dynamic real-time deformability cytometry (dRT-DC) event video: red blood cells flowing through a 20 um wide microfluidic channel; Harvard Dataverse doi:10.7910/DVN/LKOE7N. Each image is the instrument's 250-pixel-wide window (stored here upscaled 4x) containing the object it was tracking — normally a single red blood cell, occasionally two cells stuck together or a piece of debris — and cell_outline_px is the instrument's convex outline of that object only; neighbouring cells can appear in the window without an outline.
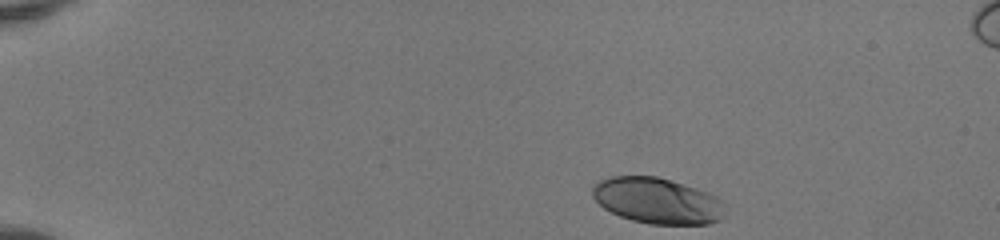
{"species": "human", "species_latin": "Homo sapiens", "temperature_condition": "room temperature", "stored_images_in_passage": 40, "camera_frame_rate_fps": 3000, "um_per_image_px": 0.085, "donor": {"sex": "female"}, "frame": {"image": 1, "passage_image": 1, "time_ms": 0.0, "image_size_px": [1000, 240], "cell_outline_px": [[724, 216], [720, 220], [708, 224], [652, 224], [632, 220], [620, 216], [604, 208], [592, 196], [592, 188], [600, 180], [608, 176], [656, 176], [696, 188], [708, 192], [716, 196], [720, 200]], "centroid_in_image_um": [55.85, 17.06], "position_along_channel_um": 29.1, "area_um2": 35.2}}
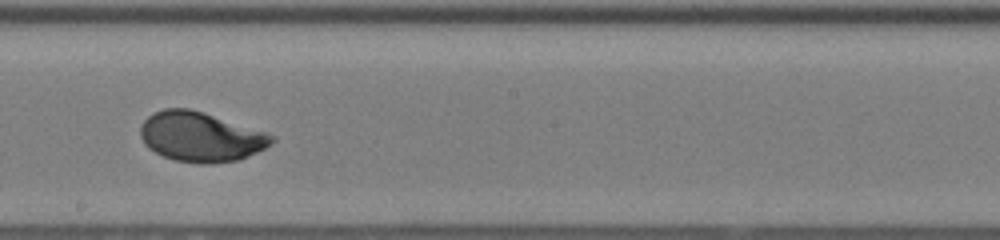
{"frame": {"image": 2, "passage_image": 23, "time_ms": 7.333, "image_size_px": [1000, 240], "cell_outline_px": [[276, 140], [264, 148], [240, 160], [212, 164], [204, 164], [176, 160], [164, 156], [148, 148], [144, 144], [140, 136], [140, 124], [148, 116], [164, 108], [188, 108], [204, 112], [276, 136]], "centroid_in_image_um": [17.04, 11.63], "position_along_channel_um": 231.2, "area_um2": 37.92}}
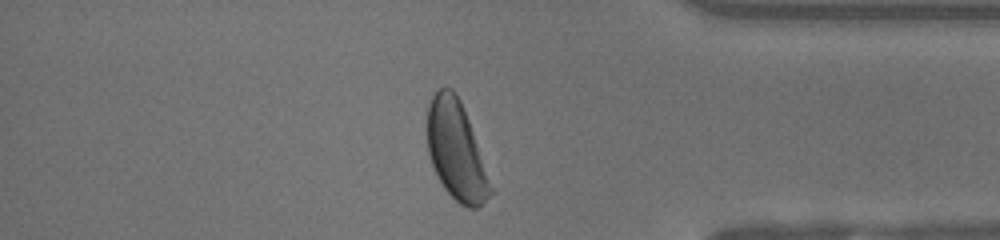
{"frame": {"image": 3, "passage_image": 36, "time_ms": 11.667, "image_size_px": [1000, 240], "cell_outline_px": [[496, 192], [476, 208], [468, 208], [460, 204], [444, 188], [432, 164], [428, 152], [428, 104], [432, 96], [440, 88], [452, 88], [456, 92], [460, 100], [468, 120]], "centroid_in_image_um": [38.81, 12.84], "position_along_channel_um": 396.4, "area_um2": 36.18}, "authors_computed_cell_mechanics": {"area_um2": 36.9342, "velocity_mm_per_s": 4.1362, "shape_relaxation_time_tau1_ms": 2.5098, "shape_relaxation_time_tau2_ms": null, "deformation_change_tau1": 0.1565, "deformation_change_tau2": null}}